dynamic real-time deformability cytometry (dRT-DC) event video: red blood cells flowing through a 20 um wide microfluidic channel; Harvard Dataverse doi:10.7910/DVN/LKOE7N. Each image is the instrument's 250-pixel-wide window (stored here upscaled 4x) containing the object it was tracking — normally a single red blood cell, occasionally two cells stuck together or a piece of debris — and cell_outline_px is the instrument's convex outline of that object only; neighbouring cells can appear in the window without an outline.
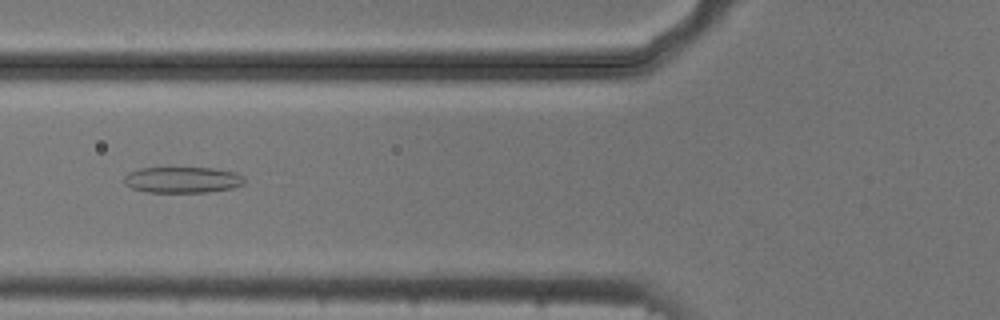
{"species": "common noctule bat (a hibernating species)", "species_latin": "Nyctalus noctula", "temperature_condition": "cold", "stored_images_in_passage": 45, "camera_frame_rate_fps": 3000, "um_per_image_px": 0.085, "animal": {"sex": "male", "body_mass_g": 20.5, "forearm_length_mm": 52.5}, "frame": {"image": 1, "passage_image": 12, "time_ms": 3.667, "image_size_px": [1000, 320], "cell_outline_px": [[244, 184], [232, 188], [208, 192], [148, 192], [132, 188], [124, 184], [124, 176], [128, 172], [140, 168], [212, 168], [236, 172], [244, 176]], "centroid_in_image_um": [15.51, 15.28], "position_along_channel_um": 110.3, "area_um2": 18.32}}
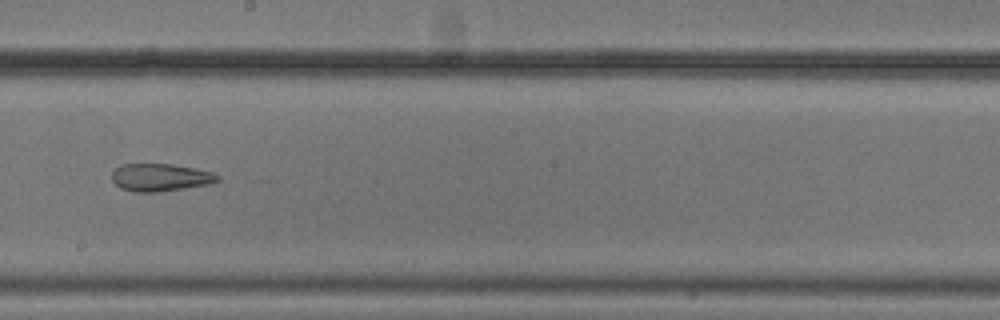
{"frame": {"image": 2, "passage_image": 22, "time_ms": 7.0, "image_size_px": [1000, 320], "cell_outline_px": [[220, 180], [212, 184], [160, 192], [132, 192], [120, 188], [112, 180], [112, 172], [120, 164], [172, 164], [196, 168], [212, 172], [220, 176]], "centroid_in_image_um": [13.65, 15.09], "position_along_channel_um": 234.5, "area_um2": 17.28}}
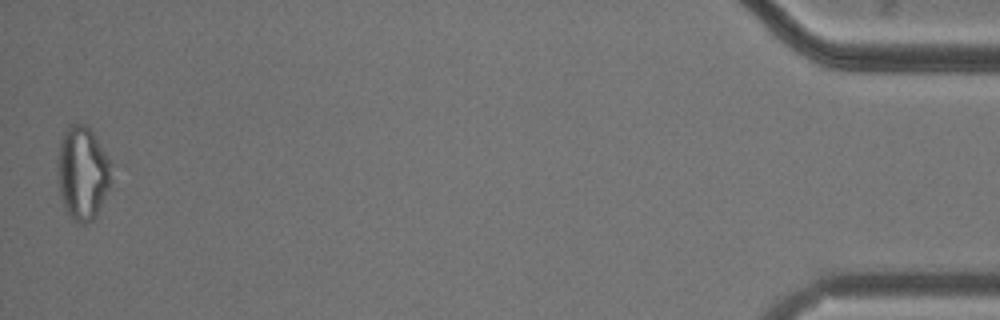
{"frame": {"image": 3, "passage_image": 45, "time_ms": 14.667, "image_size_px": [1000, 320], "cell_outline_px": [[112, 164], [108, 188], [92, 220], [84, 224], [80, 224], [72, 220], [64, 208], [60, 196], [60, 140], [68, 124], [84, 124], [92, 128]], "centroid_in_image_um": [7.03, 14.67], "position_along_channel_um": 428.2, "area_um2": 28.67}, "authors_computed_cell_mechanics": {"area_um2": 22.253, "velocity_mm_per_s": 3.7165, "shape_relaxation_time_tau1_ms": null, "shape_relaxation_time_tau2_ms": 2.2677, "deformation_change_tau1": null, "deformation_change_tau2": 0.1097}}